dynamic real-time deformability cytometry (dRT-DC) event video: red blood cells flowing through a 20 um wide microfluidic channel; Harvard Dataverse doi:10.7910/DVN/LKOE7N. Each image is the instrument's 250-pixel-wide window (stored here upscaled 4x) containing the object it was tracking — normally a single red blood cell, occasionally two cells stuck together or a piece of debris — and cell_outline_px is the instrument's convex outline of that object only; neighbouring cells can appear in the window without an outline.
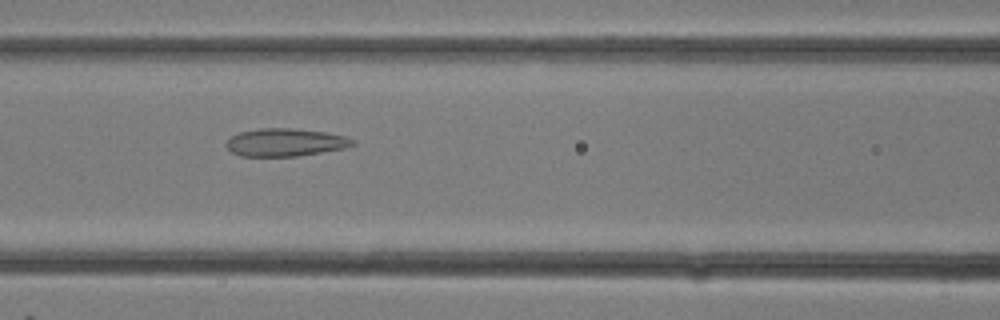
{"species": "common noctule bat (a hibernating species)", "species_latin": "Nyctalus noctula", "temperature_condition": "room temperature", "stored_images_in_passage": 13, "camera_frame_rate_fps": 3000, "um_per_image_px": 0.085, "animal": {"sex": "female"}, "frame": {"image": 1, "passage_image": 6, "time_ms": 1.667, "image_size_px": [1000, 320], "cell_outline_px": [[356, 144], [344, 148], [296, 156], [240, 156], [232, 152], [224, 144], [232, 136], [240, 132], [260, 128], [292, 128], [328, 132], [344, 136], [356, 140]], "centroid_in_image_um": [24.26, 12.09], "position_along_channel_um": 142.3, "area_um2": 20.46}}
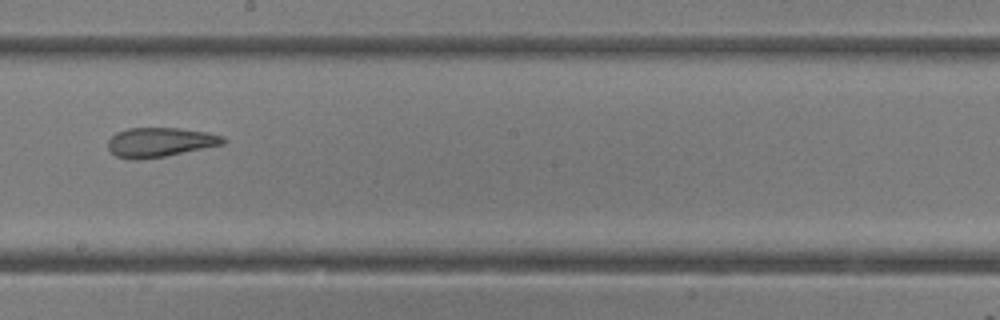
{"frame": {"image": 2, "passage_image": 10, "time_ms": 3.0, "image_size_px": [1000, 320], "cell_outline_px": [[228, 140], [224, 144], [164, 156], [140, 160], [132, 160], [116, 156], [108, 148], [108, 140], [116, 132], [128, 128], [180, 128], [208, 132], [224, 136]], "centroid_in_image_um": [13.61, 12.08], "position_along_channel_um": 234.6, "area_um2": 19.83}}
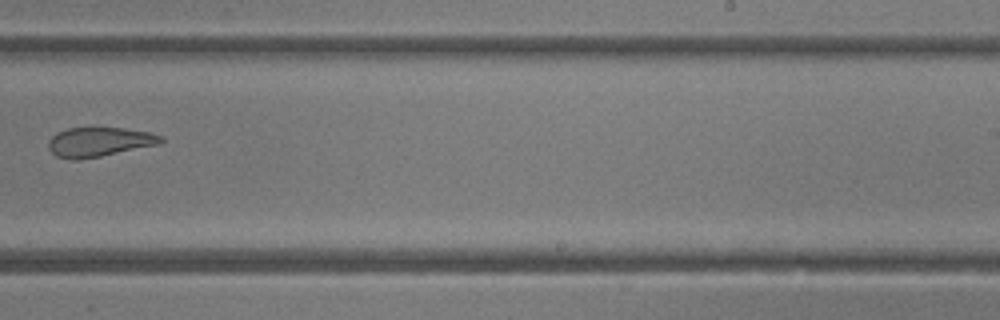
{"frame": {"image": 3, "passage_image": 12, "time_ms": 3.667, "image_size_px": [1000, 320], "cell_outline_px": [[164, 140], [160, 144], [100, 156], [76, 160], [72, 160], [56, 156], [48, 148], [48, 140], [56, 132], [68, 128], [92, 124], [124, 128], [152, 132], [164, 136]], "centroid_in_image_um": [8.43, 12.0], "position_along_channel_um": 280.6, "area_um2": 20.17}}